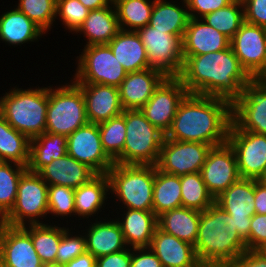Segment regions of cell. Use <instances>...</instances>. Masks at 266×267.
Listing matches in <instances>:
<instances>
[{"mask_svg": "<svg viewBox=\"0 0 266 267\" xmlns=\"http://www.w3.org/2000/svg\"><path fill=\"white\" fill-rule=\"evenodd\" d=\"M188 94L220 97L231 103L253 80L241 66L231 46L198 56H184L178 77Z\"/></svg>", "mask_w": 266, "mask_h": 267, "instance_id": "6da1fadb", "label": "cell"}, {"mask_svg": "<svg viewBox=\"0 0 266 267\" xmlns=\"http://www.w3.org/2000/svg\"><path fill=\"white\" fill-rule=\"evenodd\" d=\"M231 122L229 100L187 94L180 102L165 138L201 142L216 147L227 143Z\"/></svg>", "mask_w": 266, "mask_h": 267, "instance_id": "7a4b0ae2", "label": "cell"}, {"mask_svg": "<svg viewBox=\"0 0 266 267\" xmlns=\"http://www.w3.org/2000/svg\"><path fill=\"white\" fill-rule=\"evenodd\" d=\"M194 249L203 267H224L234 262L247 247L230 214L214 202L201 212Z\"/></svg>", "mask_w": 266, "mask_h": 267, "instance_id": "3957f363", "label": "cell"}, {"mask_svg": "<svg viewBox=\"0 0 266 267\" xmlns=\"http://www.w3.org/2000/svg\"><path fill=\"white\" fill-rule=\"evenodd\" d=\"M37 86H10L0 97V114L30 140L46 131L48 86Z\"/></svg>", "mask_w": 266, "mask_h": 267, "instance_id": "277c9868", "label": "cell"}, {"mask_svg": "<svg viewBox=\"0 0 266 267\" xmlns=\"http://www.w3.org/2000/svg\"><path fill=\"white\" fill-rule=\"evenodd\" d=\"M106 174L109 179V199L116 206H110L113 210L116 208L111 214L123 208L153 211L155 166L115 163Z\"/></svg>", "mask_w": 266, "mask_h": 267, "instance_id": "5b68a950", "label": "cell"}, {"mask_svg": "<svg viewBox=\"0 0 266 267\" xmlns=\"http://www.w3.org/2000/svg\"><path fill=\"white\" fill-rule=\"evenodd\" d=\"M67 82L49 83L45 132L69 136L89 123L82 90L71 79Z\"/></svg>", "mask_w": 266, "mask_h": 267, "instance_id": "8992f818", "label": "cell"}, {"mask_svg": "<svg viewBox=\"0 0 266 267\" xmlns=\"http://www.w3.org/2000/svg\"><path fill=\"white\" fill-rule=\"evenodd\" d=\"M126 137L117 164H157L165 134L152 125L140 109L125 110Z\"/></svg>", "mask_w": 266, "mask_h": 267, "instance_id": "52a82bcc", "label": "cell"}, {"mask_svg": "<svg viewBox=\"0 0 266 267\" xmlns=\"http://www.w3.org/2000/svg\"><path fill=\"white\" fill-rule=\"evenodd\" d=\"M47 216L48 184L38 173L27 169L19 179L14 206L2 218V223L15 227L51 223Z\"/></svg>", "mask_w": 266, "mask_h": 267, "instance_id": "ba28073f", "label": "cell"}, {"mask_svg": "<svg viewBox=\"0 0 266 267\" xmlns=\"http://www.w3.org/2000/svg\"><path fill=\"white\" fill-rule=\"evenodd\" d=\"M74 63V83L104 84L119 87L127 75L107 44L89 45L80 49Z\"/></svg>", "mask_w": 266, "mask_h": 267, "instance_id": "9c48e42d", "label": "cell"}, {"mask_svg": "<svg viewBox=\"0 0 266 267\" xmlns=\"http://www.w3.org/2000/svg\"><path fill=\"white\" fill-rule=\"evenodd\" d=\"M146 48L148 63L166 77H179L184 65L183 35L160 31L150 25L137 30Z\"/></svg>", "mask_w": 266, "mask_h": 267, "instance_id": "30bf717a", "label": "cell"}, {"mask_svg": "<svg viewBox=\"0 0 266 267\" xmlns=\"http://www.w3.org/2000/svg\"><path fill=\"white\" fill-rule=\"evenodd\" d=\"M212 146L201 142L164 138L156 168L164 173L183 176L200 172Z\"/></svg>", "mask_w": 266, "mask_h": 267, "instance_id": "8fae6325", "label": "cell"}, {"mask_svg": "<svg viewBox=\"0 0 266 267\" xmlns=\"http://www.w3.org/2000/svg\"><path fill=\"white\" fill-rule=\"evenodd\" d=\"M232 124L238 130L266 135V80L253 79L231 103Z\"/></svg>", "mask_w": 266, "mask_h": 267, "instance_id": "7c38bea8", "label": "cell"}, {"mask_svg": "<svg viewBox=\"0 0 266 267\" xmlns=\"http://www.w3.org/2000/svg\"><path fill=\"white\" fill-rule=\"evenodd\" d=\"M227 142L235 151L240 178L259 180L266 170V135L238 130L231 123Z\"/></svg>", "mask_w": 266, "mask_h": 267, "instance_id": "4fadbf2b", "label": "cell"}, {"mask_svg": "<svg viewBox=\"0 0 266 267\" xmlns=\"http://www.w3.org/2000/svg\"><path fill=\"white\" fill-rule=\"evenodd\" d=\"M230 46L252 79L265 80L266 28L244 21Z\"/></svg>", "mask_w": 266, "mask_h": 267, "instance_id": "5bb4252c", "label": "cell"}, {"mask_svg": "<svg viewBox=\"0 0 266 267\" xmlns=\"http://www.w3.org/2000/svg\"><path fill=\"white\" fill-rule=\"evenodd\" d=\"M254 202V179L247 178H240L215 198V203L234 220L237 233L247 249L251 218L256 213Z\"/></svg>", "mask_w": 266, "mask_h": 267, "instance_id": "9a60e30c", "label": "cell"}, {"mask_svg": "<svg viewBox=\"0 0 266 267\" xmlns=\"http://www.w3.org/2000/svg\"><path fill=\"white\" fill-rule=\"evenodd\" d=\"M67 154L96 174H106L115 164L103 149L98 124L87 123L67 136Z\"/></svg>", "mask_w": 266, "mask_h": 267, "instance_id": "2e32d148", "label": "cell"}, {"mask_svg": "<svg viewBox=\"0 0 266 267\" xmlns=\"http://www.w3.org/2000/svg\"><path fill=\"white\" fill-rule=\"evenodd\" d=\"M187 94L178 77H167L140 110L152 125L166 134L180 102Z\"/></svg>", "mask_w": 266, "mask_h": 267, "instance_id": "e0dca14e", "label": "cell"}, {"mask_svg": "<svg viewBox=\"0 0 266 267\" xmlns=\"http://www.w3.org/2000/svg\"><path fill=\"white\" fill-rule=\"evenodd\" d=\"M200 173L214 199L240 179L237 157L228 142L211 148Z\"/></svg>", "mask_w": 266, "mask_h": 267, "instance_id": "ac0fdd59", "label": "cell"}, {"mask_svg": "<svg viewBox=\"0 0 266 267\" xmlns=\"http://www.w3.org/2000/svg\"><path fill=\"white\" fill-rule=\"evenodd\" d=\"M42 261L33 246L31 225H0V267H36Z\"/></svg>", "mask_w": 266, "mask_h": 267, "instance_id": "d6986e66", "label": "cell"}, {"mask_svg": "<svg viewBox=\"0 0 266 267\" xmlns=\"http://www.w3.org/2000/svg\"><path fill=\"white\" fill-rule=\"evenodd\" d=\"M82 224L84 223L77 225L85 235L87 251L95 258L128 248L121 227L115 218L111 219V216H106L101 219L88 220L84 224L85 229Z\"/></svg>", "mask_w": 266, "mask_h": 267, "instance_id": "ffe728a7", "label": "cell"}, {"mask_svg": "<svg viewBox=\"0 0 266 267\" xmlns=\"http://www.w3.org/2000/svg\"><path fill=\"white\" fill-rule=\"evenodd\" d=\"M75 84L82 90L89 123L99 124L123 113L118 87L91 83Z\"/></svg>", "mask_w": 266, "mask_h": 267, "instance_id": "44dd1931", "label": "cell"}, {"mask_svg": "<svg viewBox=\"0 0 266 267\" xmlns=\"http://www.w3.org/2000/svg\"><path fill=\"white\" fill-rule=\"evenodd\" d=\"M109 196H110L109 179H108L107 174H97L89 182L75 189V194H74L75 218L74 219L76 220V222L78 220L79 221L78 223L81 224L84 221H88L89 217H90L89 220H91L92 217L94 220L98 218L99 219L104 218L105 216H110L108 213L104 214L106 213L104 211L105 208L106 209L110 208L108 206L111 203L110 200L108 199L110 198ZM107 201L109 202L107 203ZM104 205L105 206L107 205V207H105ZM82 219L83 221L80 222V220Z\"/></svg>", "mask_w": 266, "mask_h": 267, "instance_id": "7402d4cb", "label": "cell"}, {"mask_svg": "<svg viewBox=\"0 0 266 267\" xmlns=\"http://www.w3.org/2000/svg\"><path fill=\"white\" fill-rule=\"evenodd\" d=\"M166 78L162 72L152 68L127 73L118 87L124 110L141 109Z\"/></svg>", "mask_w": 266, "mask_h": 267, "instance_id": "603a6c76", "label": "cell"}, {"mask_svg": "<svg viewBox=\"0 0 266 267\" xmlns=\"http://www.w3.org/2000/svg\"><path fill=\"white\" fill-rule=\"evenodd\" d=\"M182 44L184 56H198L229 48L230 39L201 18L190 17Z\"/></svg>", "mask_w": 266, "mask_h": 267, "instance_id": "cb8c5ba5", "label": "cell"}, {"mask_svg": "<svg viewBox=\"0 0 266 267\" xmlns=\"http://www.w3.org/2000/svg\"><path fill=\"white\" fill-rule=\"evenodd\" d=\"M114 216L129 248L150 247L152 237L158 227L157 216L153 211L119 209L115 215L113 213L112 217Z\"/></svg>", "mask_w": 266, "mask_h": 267, "instance_id": "d4e9b609", "label": "cell"}, {"mask_svg": "<svg viewBox=\"0 0 266 267\" xmlns=\"http://www.w3.org/2000/svg\"><path fill=\"white\" fill-rule=\"evenodd\" d=\"M150 248L163 267H203L192 244L165 233L158 227L152 237Z\"/></svg>", "mask_w": 266, "mask_h": 267, "instance_id": "484cf974", "label": "cell"}, {"mask_svg": "<svg viewBox=\"0 0 266 267\" xmlns=\"http://www.w3.org/2000/svg\"><path fill=\"white\" fill-rule=\"evenodd\" d=\"M7 10L0 12V40L8 47H25L26 43L39 42L47 35L15 6H10V10Z\"/></svg>", "mask_w": 266, "mask_h": 267, "instance_id": "4316f807", "label": "cell"}, {"mask_svg": "<svg viewBox=\"0 0 266 267\" xmlns=\"http://www.w3.org/2000/svg\"><path fill=\"white\" fill-rule=\"evenodd\" d=\"M38 174L48 185H61L77 189L97 174L88 166L66 154L44 166Z\"/></svg>", "mask_w": 266, "mask_h": 267, "instance_id": "83f0119b", "label": "cell"}, {"mask_svg": "<svg viewBox=\"0 0 266 267\" xmlns=\"http://www.w3.org/2000/svg\"><path fill=\"white\" fill-rule=\"evenodd\" d=\"M120 30L116 9L112 2L107 7L89 11L82 27L76 34L85 38L86 43L83 45L85 47L108 44Z\"/></svg>", "mask_w": 266, "mask_h": 267, "instance_id": "f1b7e54d", "label": "cell"}, {"mask_svg": "<svg viewBox=\"0 0 266 267\" xmlns=\"http://www.w3.org/2000/svg\"><path fill=\"white\" fill-rule=\"evenodd\" d=\"M107 45L127 73L151 68L137 31L120 30Z\"/></svg>", "mask_w": 266, "mask_h": 267, "instance_id": "f546056e", "label": "cell"}, {"mask_svg": "<svg viewBox=\"0 0 266 267\" xmlns=\"http://www.w3.org/2000/svg\"><path fill=\"white\" fill-rule=\"evenodd\" d=\"M189 19L186 0H155L148 25L169 34L184 35Z\"/></svg>", "mask_w": 266, "mask_h": 267, "instance_id": "4dcf8cb0", "label": "cell"}, {"mask_svg": "<svg viewBox=\"0 0 266 267\" xmlns=\"http://www.w3.org/2000/svg\"><path fill=\"white\" fill-rule=\"evenodd\" d=\"M201 211L179 207L167 211L157 217L160 230L193 246L196 243Z\"/></svg>", "mask_w": 266, "mask_h": 267, "instance_id": "1f68e13d", "label": "cell"}, {"mask_svg": "<svg viewBox=\"0 0 266 267\" xmlns=\"http://www.w3.org/2000/svg\"><path fill=\"white\" fill-rule=\"evenodd\" d=\"M67 154V136L45 132L30 140V159L27 169L38 173L53 160Z\"/></svg>", "mask_w": 266, "mask_h": 267, "instance_id": "d6a6232c", "label": "cell"}, {"mask_svg": "<svg viewBox=\"0 0 266 267\" xmlns=\"http://www.w3.org/2000/svg\"><path fill=\"white\" fill-rule=\"evenodd\" d=\"M30 159V139L11 127L0 114V162H13L25 167Z\"/></svg>", "mask_w": 266, "mask_h": 267, "instance_id": "836d02e7", "label": "cell"}, {"mask_svg": "<svg viewBox=\"0 0 266 267\" xmlns=\"http://www.w3.org/2000/svg\"><path fill=\"white\" fill-rule=\"evenodd\" d=\"M182 206L180 177L164 173L155 166L153 212L159 215Z\"/></svg>", "mask_w": 266, "mask_h": 267, "instance_id": "e575fe53", "label": "cell"}, {"mask_svg": "<svg viewBox=\"0 0 266 267\" xmlns=\"http://www.w3.org/2000/svg\"><path fill=\"white\" fill-rule=\"evenodd\" d=\"M68 228L69 226L67 227V225H63V221L62 223L60 221V224L59 221H52V223L43 224H31V239L36 253L40 257L42 263H56V256L62 235Z\"/></svg>", "mask_w": 266, "mask_h": 267, "instance_id": "d590c367", "label": "cell"}, {"mask_svg": "<svg viewBox=\"0 0 266 267\" xmlns=\"http://www.w3.org/2000/svg\"><path fill=\"white\" fill-rule=\"evenodd\" d=\"M155 0H113L121 30L137 31L150 20Z\"/></svg>", "mask_w": 266, "mask_h": 267, "instance_id": "8d00e7d4", "label": "cell"}, {"mask_svg": "<svg viewBox=\"0 0 266 267\" xmlns=\"http://www.w3.org/2000/svg\"><path fill=\"white\" fill-rule=\"evenodd\" d=\"M182 207L205 211L215 199L208 192L201 173H189L180 176Z\"/></svg>", "mask_w": 266, "mask_h": 267, "instance_id": "74e56055", "label": "cell"}, {"mask_svg": "<svg viewBox=\"0 0 266 267\" xmlns=\"http://www.w3.org/2000/svg\"><path fill=\"white\" fill-rule=\"evenodd\" d=\"M201 19L231 40L244 22L242 0H234L228 6L211 12Z\"/></svg>", "mask_w": 266, "mask_h": 267, "instance_id": "f35d334b", "label": "cell"}, {"mask_svg": "<svg viewBox=\"0 0 266 267\" xmlns=\"http://www.w3.org/2000/svg\"><path fill=\"white\" fill-rule=\"evenodd\" d=\"M27 167L13 163L0 162V218L2 219L14 206L17 187L21 175Z\"/></svg>", "mask_w": 266, "mask_h": 267, "instance_id": "ab89813d", "label": "cell"}, {"mask_svg": "<svg viewBox=\"0 0 266 267\" xmlns=\"http://www.w3.org/2000/svg\"><path fill=\"white\" fill-rule=\"evenodd\" d=\"M106 154L114 161L123 151L126 137L125 110L119 116L98 124Z\"/></svg>", "mask_w": 266, "mask_h": 267, "instance_id": "60d3db41", "label": "cell"}, {"mask_svg": "<svg viewBox=\"0 0 266 267\" xmlns=\"http://www.w3.org/2000/svg\"><path fill=\"white\" fill-rule=\"evenodd\" d=\"M15 7L38 25L46 34L55 27L56 0H18ZM55 22V23H54ZM54 26V27H53Z\"/></svg>", "mask_w": 266, "mask_h": 267, "instance_id": "b9f144b4", "label": "cell"}, {"mask_svg": "<svg viewBox=\"0 0 266 267\" xmlns=\"http://www.w3.org/2000/svg\"><path fill=\"white\" fill-rule=\"evenodd\" d=\"M74 194L75 189L73 188L61 185H48V217L51 215L52 219L57 217L60 220L67 219L64 224L67 223L66 225H69L68 223L71 222L69 226H72L75 221L71 219L75 217ZM68 218L70 219L68 220Z\"/></svg>", "mask_w": 266, "mask_h": 267, "instance_id": "7bdbcfd3", "label": "cell"}, {"mask_svg": "<svg viewBox=\"0 0 266 267\" xmlns=\"http://www.w3.org/2000/svg\"><path fill=\"white\" fill-rule=\"evenodd\" d=\"M89 9L79 0H56V18L64 25V29L70 34L76 33L82 27Z\"/></svg>", "mask_w": 266, "mask_h": 267, "instance_id": "ee69618b", "label": "cell"}, {"mask_svg": "<svg viewBox=\"0 0 266 267\" xmlns=\"http://www.w3.org/2000/svg\"><path fill=\"white\" fill-rule=\"evenodd\" d=\"M81 231V232H80ZM87 251L86 238L79 227L70 226L62 235L58 248L56 263L65 265L75 257Z\"/></svg>", "mask_w": 266, "mask_h": 267, "instance_id": "f6af8a7d", "label": "cell"}, {"mask_svg": "<svg viewBox=\"0 0 266 267\" xmlns=\"http://www.w3.org/2000/svg\"><path fill=\"white\" fill-rule=\"evenodd\" d=\"M266 248V214L255 213L251 218L248 237L249 250H264Z\"/></svg>", "mask_w": 266, "mask_h": 267, "instance_id": "bcb514c9", "label": "cell"}, {"mask_svg": "<svg viewBox=\"0 0 266 267\" xmlns=\"http://www.w3.org/2000/svg\"><path fill=\"white\" fill-rule=\"evenodd\" d=\"M234 0H186L189 16L202 18L205 15L224 8Z\"/></svg>", "mask_w": 266, "mask_h": 267, "instance_id": "7dc6e473", "label": "cell"}, {"mask_svg": "<svg viewBox=\"0 0 266 267\" xmlns=\"http://www.w3.org/2000/svg\"><path fill=\"white\" fill-rule=\"evenodd\" d=\"M244 21L266 28V0H242Z\"/></svg>", "mask_w": 266, "mask_h": 267, "instance_id": "c3c4849f", "label": "cell"}, {"mask_svg": "<svg viewBox=\"0 0 266 267\" xmlns=\"http://www.w3.org/2000/svg\"><path fill=\"white\" fill-rule=\"evenodd\" d=\"M130 267H163L150 247L131 248Z\"/></svg>", "mask_w": 266, "mask_h": 267, "instance_id": "681fc988", "label": "cell"}, {"mask_svg": "<svg viewBox=\"0 0 266 267\" xmlns=\"http://www.w3.org/2000/svg\"><path fill=\"white\" fill-rule=\"evenodd\" d=\"M224 267H266V251L247 249L234 262Z\"/></svg>", "mask_w": 266, "mask_h": 267, "instance_id": "f907efd6", "label": "cell"}, {"mask_svg": "<svg viewBox=\"0 0 266 267\" xmlns=\"http://www.w3.org/2000/svg\"><path fill=\"white\" fill-rule=\"evenodd\" d=\"M131 248L96 258V267H130Z\"/></svg>", "mask_w": 266, "mask_h": 267, "instance_id": "816d5d0a", "label": "cell"}, {"mask_svg": "<svg viewBox=\"0 0 266 267\" xmlns=\"http://www.w3.org/2000/svg\"><path fill=\"white\" fill-rule=\"evenodd\" d=\"M254 199L255 212L266 214V185L257 179H254Z\"/></svg>", "mask_w": 266, "mask_h": 267, "instance_id": "f5cc1de1", "label": "cell"}, {"mask_svg": "<svg viewBox=\"0 0 266 267\" xmlns=\"http://www.w3.org/2000/svg\"><path fill=\"white\" fill-rule=\"evenodd\" d=\"M64 267H96V258L86 251L66 263Z\"/></svg>", "mask_w": 266, "mask_h": 267, "instance_id": "db71d44e", "label": "cell"}, {"mask_svg": "<svg viewBox=\"0 0 266 267\" xmlns=\"http://www.w3.org/2000/svg\"><path fill=\"white\" fill-rule=\"evenodd\" d=\"M90 11L109 6L113 0H79Z\"/></svg>", "mask_w": 266, "mask_h": 267, "instance_id": "11a10c76", "label": "cell"}, {"mask_svg": "<svg viewBox=\"0 0 266 267\" xmlns=\"http://www.w3.org/2000/svg\"><path fill=\"white\" fill-rule=\"evenodd\" d=\"M45 267H64V265H60L58 263H51V264H46Z\"/></svg>", "mask_w": 266, "mask_h": 267, "instance_id": "9f6ffc18", "label": "cell"}, {"mask_svg": "<svg viewBox=\"0 0 266 267\" xmlns=\"http://www.w3.org/2000/svg\"><path fill=\"white\" fill-rule=\"evenodd\" d=\"M259 181H261L262 183H264L266 185V170H265L264 174L260 177Z\"/></svg>", "mask_w": 266, "mask_h": 267, "instance_id": "6f0895ef", "label": "cell"}, {"mask_svg": "<svg viewBox=\"0 0 266 267\" xmlns=\"http://www.w3.org/2000/svg\"><path fill=\"white\" fill-rule=\"evenodd\" d=\"M265 80H266V57H265Z\"/></svg>", "mask_w": 266, "mask_h": 267, "instance_id": "680465c9", "label": "cell"}, {"mask_svg": "<svg viewBox=\"0 0 266 267\" xmlns=\"http://www.w3.org/2000/svg\"><path fill=\"white\" fill-rule=\"evenodd\" d=\"M46 264L42 263L41 265H38L36 267H45Z\"/></svg>", "mask_w": 266, "mask_h": 267, "instance_id": "91938a15", "label": "cell"}]
</instances>
